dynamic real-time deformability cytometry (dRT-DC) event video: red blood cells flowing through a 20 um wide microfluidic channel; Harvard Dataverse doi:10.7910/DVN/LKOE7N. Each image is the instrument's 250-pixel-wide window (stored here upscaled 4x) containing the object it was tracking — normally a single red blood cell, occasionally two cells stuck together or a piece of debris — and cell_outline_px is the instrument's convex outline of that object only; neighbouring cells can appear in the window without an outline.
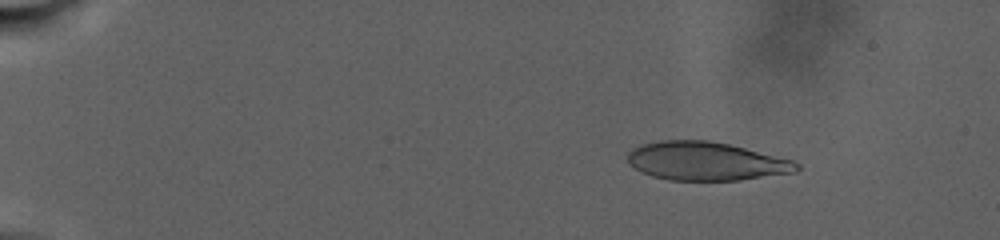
{"species": "human", "species_latin": "Homo sapiens", "temperature_condition": "warm", "stored_images_in_passage": 92, "camera_frame_rate_fps": 3000, "um_per_image_px": 0.085, "donor": {"sex": "male"}, "frame": {"image": 1, "passage_image": 15, "time_ms": 4.333, "image_size_px": [1000, 240], "cell_outline_px": [[800, 168], [796, 172], [740, 180], [668, 180], [652, 176], [640, 172], [628, 160], [628, 152], [632, 148], [640, 144], [660, 140], [708, 140], [728, 144], [792, 160], [800, 164]], "centroid_in_image_um": [59.99, 13.7], "position_along_channel_um": 25.0, "area_um2": 37.8}}
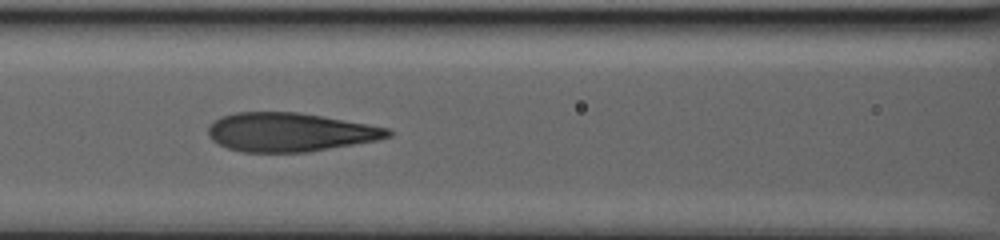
{"frame": {"image": 2, "passage_image": 60, "time_ms": 14.333, "image_size_px": [1000, 240], "cell_outline_px": [[392, 136], [376, 140], [308, 152], [244, 152], [228, 148], [212, 140], [208, 136], [208, 128], [220, 116], [236, 112], [300, 112], [324, 116], [368, 124], [388, 128], [392, 132]], "centroid_in_image_um": [24.64, 11.23], "position_along_channel_um": 142.0, "area_um2": 40.52}}
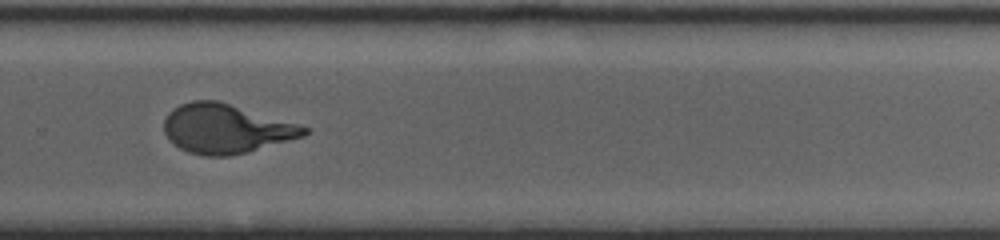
{"frame": {"image": 3, "passage_image": 91, "time_ms": 21.333, "image_size_px": [1000, 240], "cell_outline_px": [[312, 128], [304, 136], [248, 152], [232, 156], [204, 156], [188, 152], [180, 148], [168, 140], [164, 132], [164, 120], [168, 112], [172, 108], [180, 104], [192, 100], [220, 100]], "centroid_in_image_um": [19.2, 10.93], "position_along_channel_um": 310.6, "area_um2": 40.63}}